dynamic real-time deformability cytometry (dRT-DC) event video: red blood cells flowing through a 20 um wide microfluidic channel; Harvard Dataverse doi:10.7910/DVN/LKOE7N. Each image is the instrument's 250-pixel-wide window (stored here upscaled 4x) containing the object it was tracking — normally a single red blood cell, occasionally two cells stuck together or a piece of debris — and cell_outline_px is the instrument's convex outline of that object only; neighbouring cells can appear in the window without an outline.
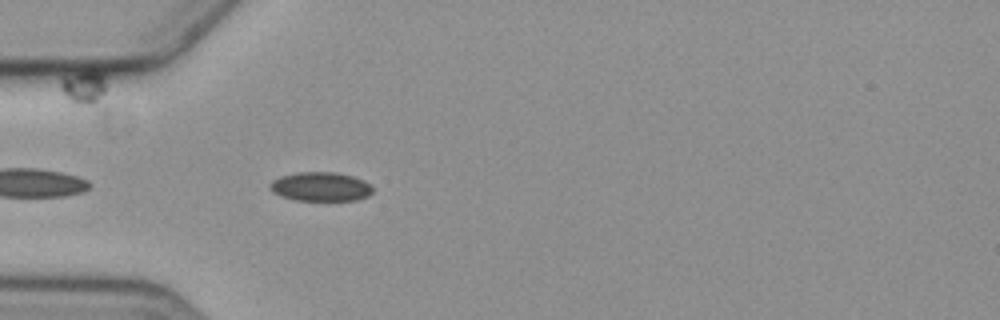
{"species": "common noctule bat (a hibernating species)", "species_latin": "Nyctalus noctula", "temperature_condition": "cold", "stored_images_in_passage": 5, "camera_frame_rate_fps": 3000, "um_per_image_px": 0.085, "animal": {"sex": "female", "body_mass_g": 19.3, "forearm_length_mm": 54.1}, "frame": {"image": 1, "passage_image": 5, "time_ms": 5.333, "image_size_px": [1000, 320], "cell_outline_px": [[372, 192], [368, 196], [356, 200], [296, 200], [280, 196], [272, 192], [268, 188], [268, 184], [272, 180], [280, 176], [300, 172], [332, 172], [352, 176], [364, 180], [372, 188]], "centroid_in_image_um": [27.2, 15.87], "position_along_channel_um": 57.8, "area_um2": 17.4}}